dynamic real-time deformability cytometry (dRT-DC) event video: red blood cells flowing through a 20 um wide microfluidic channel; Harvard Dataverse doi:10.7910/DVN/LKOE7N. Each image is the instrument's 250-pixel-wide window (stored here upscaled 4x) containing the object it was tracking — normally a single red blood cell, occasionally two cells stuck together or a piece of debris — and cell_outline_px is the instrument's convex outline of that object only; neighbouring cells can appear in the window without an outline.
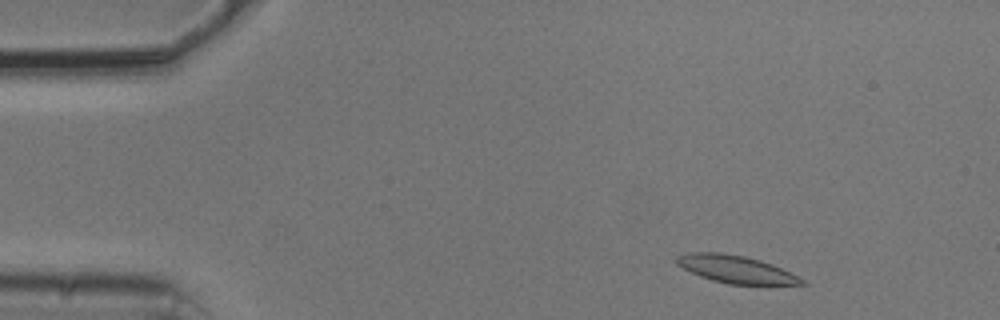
{"species": "common noctule bat (a hibernating species)", "species_latin": "Nyctalus noctula", "temperature_condition": "cold", "stored_images_in_passage": 50, "camera_frame_rate_fps": 3000, "um_per_image_px": 0.085, "animal": {"sex": "male", "body_mass_g": 20.5, "forearm_length_mm": 52.5}, "frame": {"image": 1, "passage_image": 4, "time_ms": 1.0, "image_size_px": [1000, 320], "cell_outline_px": [[808, 284], [728, 284], [712, 280], [700, 276], [676, 264], [676, 256], [688, 252], [720, 252], [744, 256], [760, 260], [772, 264], [804, 280]], "centroid_in_image_um": [62.49, 22.87], "position_along_channel_um": 22.5, "area_um2": 19.77}}
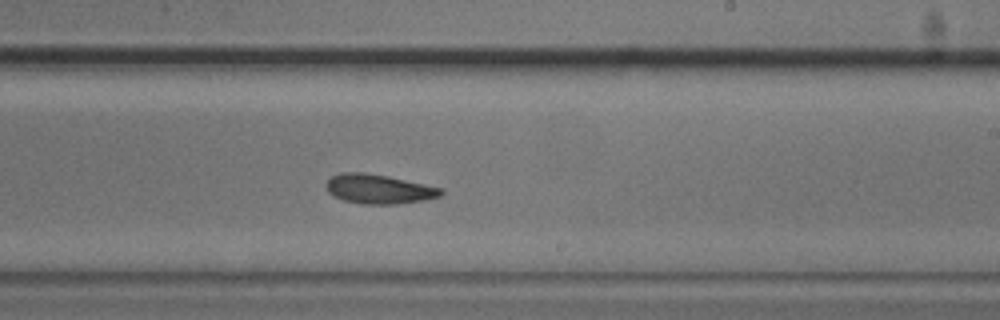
{"frame": {"image": 2, "passage_image": 29, "time_ms": 9.333, "image_size_px": [1000, 320], "cell_outline_px": [[444, 192], [440, 196], [424, 200], [396, 204], [360, 204], [344, 200], [332, 196], [328, 192], [324, 184], [332, 176], [340, 172], [364, 172], [388, 176], [444, 188]], "centroid_in_image_um": [32.18, 16.06], "position_along_channel_um": 256.8, "area_um2": 19.88}}
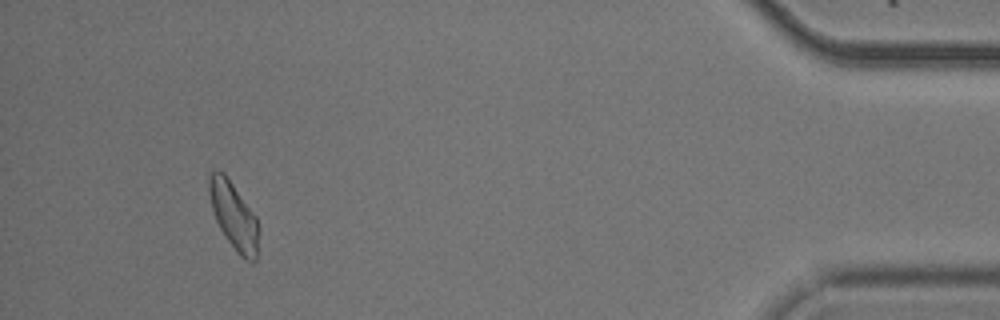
{"frame": {"image": 3, "passage_image": 47, "time_ms": 15.333, "image_size_px": [1000, 320], "cell_outline_px": [[260, 228], [256, 260], [252, 264], [244, 260], [236, 252], [220, 228], [216, 220], [212, 208], [208, 192], [208, 172], [216, 168], [224, 172], [256, 216]], "centroid_in_image_um": [19.88, 18.34], "position_along_channel_um": 415.3, "area_um2": 19.83}, "authors_computed_cell_mechanics": {"area_um2": 19.7676, "velocity_mm_per_s": 3.7463, "shape_relaxation_time_tau1_ms": 4.5649, "shape_relaxation_time_tau2_ms": 5.5248, "deformation_change_tau1": 0.1051, "deformation_change_tau2": 0.1452}}